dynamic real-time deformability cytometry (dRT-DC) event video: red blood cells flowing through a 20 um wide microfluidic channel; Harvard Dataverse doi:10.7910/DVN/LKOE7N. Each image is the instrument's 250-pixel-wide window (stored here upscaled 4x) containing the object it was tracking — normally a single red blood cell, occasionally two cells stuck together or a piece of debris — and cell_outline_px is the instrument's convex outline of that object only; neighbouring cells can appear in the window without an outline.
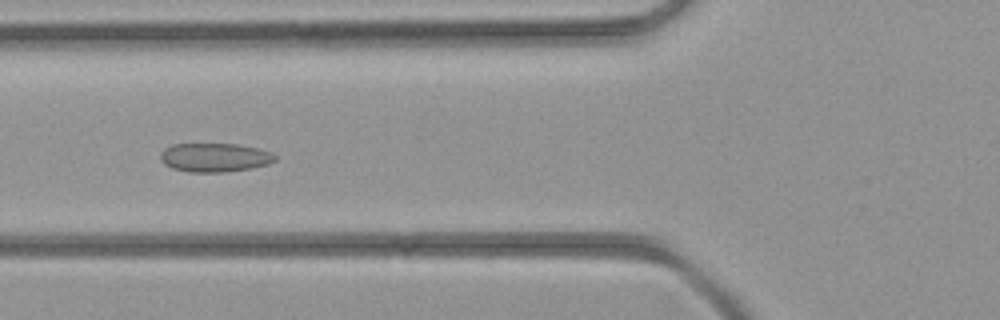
{"species": "common noctule bat (a hibernating species)", "species_latin": "Nyctalus noctula", "temperature_condition": "room temperature", "stored_images_in_passage": 32, "camera_frame_rate_fps": 3000, "um_per_image_px": 0.085, "animal": {"sex": "female", "body_mass_g": 21.9}, "frame": {"image": 1, "passage_image": 5, "time_ms": 1.333, "image_size_px": [1000, 320], "cell_outline_px": [[276, 160], [268, 164], [252, 168], [224, 172], [188, 172], [172, 168], [164, 164], [160, 160], [160, 152], [164, 148], [172, 144], [236, 144], [256, 148], [272, 152], [276, 156]], "centroid_in_image_um": [18.22, 13.39], "position_along_channel_um": 107.6, "area_um2": 19.36}}
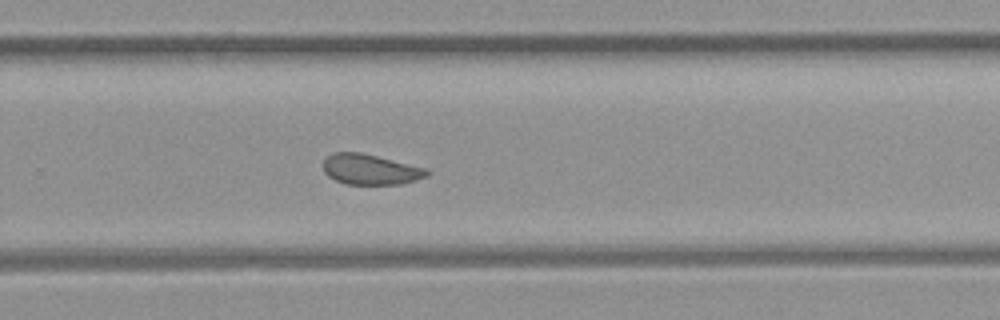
{"frame": {"image": 2, "passage_image": 17, "time_ms": 5.333, "image_size_px": [1000, 320], "cell_outline_px": [[428, 176], [400, 184], [344, 184], [328, 176], [324, 172], [324, 160], [332, 152], [360, 152], [428, 168]], "centroid_in_image_um": [31.48, 14.4], "position_along_channel_um": 298.3, "area_um2": 18.32}}
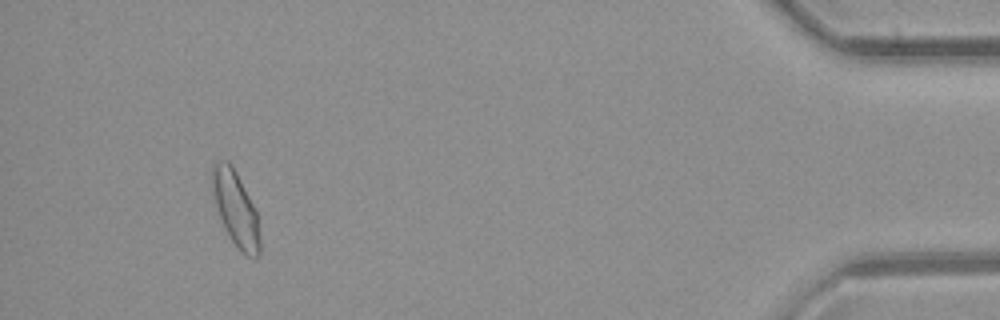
{"frame": {"image": 3, "passage_image": 29, "time_ms": 9.333, "image_size_px": [1000, 320], "cell_outline_px": [[260, 252], [256, 260], [244, 256], [232, 240], [224, 228], [212, 196], [212, 172], [216, 160], [228, 160], [232, 164], [256, 212], [260, 240]], "centroid_in_image_um": [20.02, 17.78], "position_along_channel_um": 415.2, "area_um2": 20.69}}